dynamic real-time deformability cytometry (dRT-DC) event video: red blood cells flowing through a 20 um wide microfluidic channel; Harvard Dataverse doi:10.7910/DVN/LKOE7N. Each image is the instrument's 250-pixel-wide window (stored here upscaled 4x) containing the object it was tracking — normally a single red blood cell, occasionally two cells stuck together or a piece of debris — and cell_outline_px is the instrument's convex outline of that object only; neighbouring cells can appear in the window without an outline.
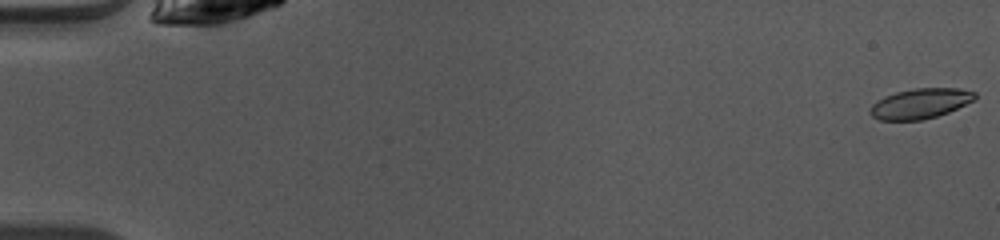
{"species": "common noctule bat (a hibernating species)", "species_latin": "Nyctalus noctula", "temperature_condition": "warm", "stored_images_in_passage": 49, "camera_frame_rate_fps": 3000, "um_per_image_px": 0.085, "animal": {"sex": "female", "body_mass_g": 10.0, "forearm_length_mm": 53.1}, "frame": {"image": 1, "passage_image": 1, "time_ms": 0.0, "image_size_px": [1000, 240], "cell_outline_px": [[976, 100], [948, 112], [924, 120], [880, 120], [872, 116], [868, 112], [872, 104], [876, 100], [884, 96], [896, 92], [912, 88], [956, 88], [976, 92]], "centroid_in_image_um": [78.21, 8.8], "position_along_channel_um": 6.8, "area_um2": 18.55}}
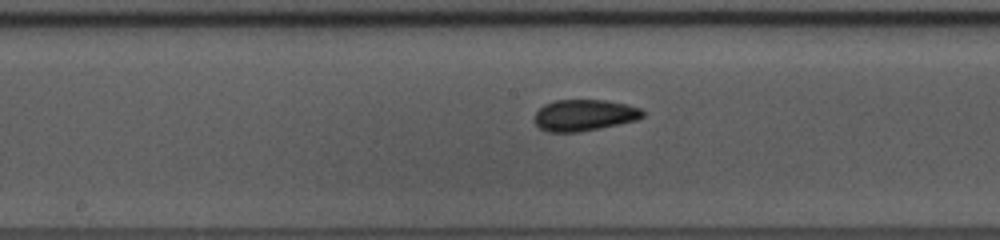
{"frame": {"image": 2, "passage_image": 26, "time_ms": 8.333, "image_size_px": [1000, 240], "cell_outline_px": [[644, 116], [636, 120], [600, 128], [576, 132], [548, 132], [540, 128], [532, 120], [536, 112], [544, 104], [556, 100], [604, 100], [628, 104], [640, 108], [644, 112]], "centroid_in_image_um": [49.64, 9.79], "position_along_channel_um": 198.6, "area_um2": 19.83}}
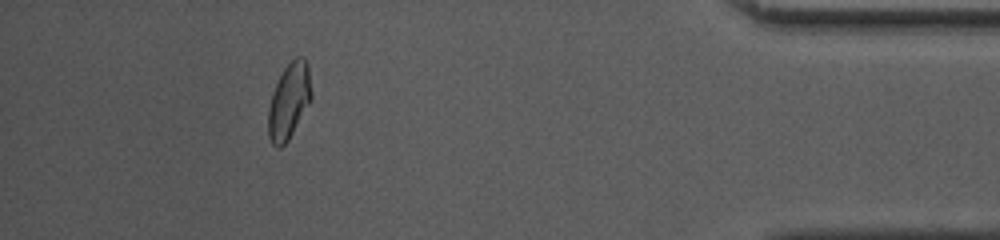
{"frame": {"image": 3, "passage_image": 45, "time_ms": 14.667, "image_size_px": [1000, 240], "cell_outline_px": [[312, 100], [288, 140], [280, 148], [276, 148], [272, 144], [268, 136], [268, 108], [276, 84], [284, 68], [296, 56], [304, 56], [308, 64], [312, 96]], "centroid_in_image_um": [24.58, 8.59], "position_along_channel_um": 410.6, "area_um2": 19.07}, "authors_computed_cell_mechanics": {"area_um2": 19.074, "velocity_mm_per_s": 4.1056, "shape_relaxation_time_tau1_ms": 6.3802, "shape_relaxation_time_tau2_ms": 1.4558, "deformation_change_tau1": 0.1317, "deformation_change_tau2": 0.0442}}